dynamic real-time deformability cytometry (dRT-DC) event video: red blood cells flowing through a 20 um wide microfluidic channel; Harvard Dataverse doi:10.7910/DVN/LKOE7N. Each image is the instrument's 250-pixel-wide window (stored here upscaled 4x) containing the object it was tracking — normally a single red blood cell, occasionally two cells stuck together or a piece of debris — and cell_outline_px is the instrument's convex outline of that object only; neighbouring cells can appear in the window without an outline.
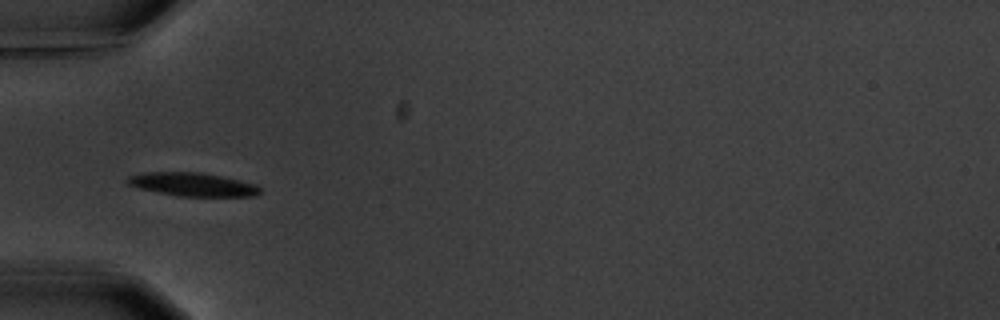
{"species": "common noctule bat (a hibernating species)", "species_latin": "Nyctalus noctula", "temperature_condition": "warm", "stored_images_in_passage": 6, "camera_frame_rate_fps": 3000, "um_per_image_px": 0.085, "animal": {"sex": "male", "body_mass_g": 20.1, "forearm_length_mm": 53.5}, "frame": {"image": 1, "passage_image": 6, "time_ms": 6.0, "image_size_px": [1000, 320], "cell_outline_px": [[260, 192], [256, 196], [176, 196], [140, 188], [128, 184], [124, 180], [128, 176], [144, 172], [200, 172], [220, 176], [256, 184], [260, 188]], "centroid_in_image_um": [16.35, 15.67], "position_along_channel_um": 68.7, "area_um2": 18.03}}